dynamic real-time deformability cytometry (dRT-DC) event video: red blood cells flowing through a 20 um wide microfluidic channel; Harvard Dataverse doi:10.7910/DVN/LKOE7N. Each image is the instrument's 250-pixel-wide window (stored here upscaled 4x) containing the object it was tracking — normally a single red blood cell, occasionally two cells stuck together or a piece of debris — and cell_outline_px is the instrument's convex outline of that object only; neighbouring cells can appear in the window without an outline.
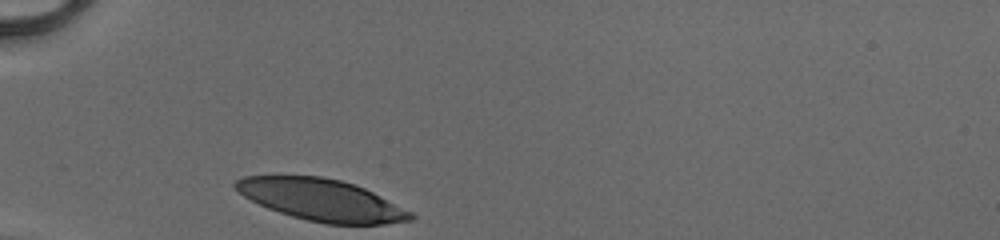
{"species": "human", "species_latin": "Homo sapiens", "temperature_condition": "cold", "stored_images_in_passage": 27, "camera_frame_rate_fps": 3000, "um_per_image_px": 0.085, "donor": {"sex": "male"}, "frame": {"image": 1, "passage_image": 1, "time_ms": 0.0, "image_size_px": [1000, 240], "cell_outline_px": [[416, 220], [384, 224], [324, 224], [292, 216], [268, 208], [244, 196], [232, 184], [236, 180], [244, 176], [320, 176], [340, 180], [364, 188], [412, 212], [416, 216]], "centroid_in_image_um": [27.36, 17.0], "position_along_channel_um": 57.6, "area_um2": 42.19}}
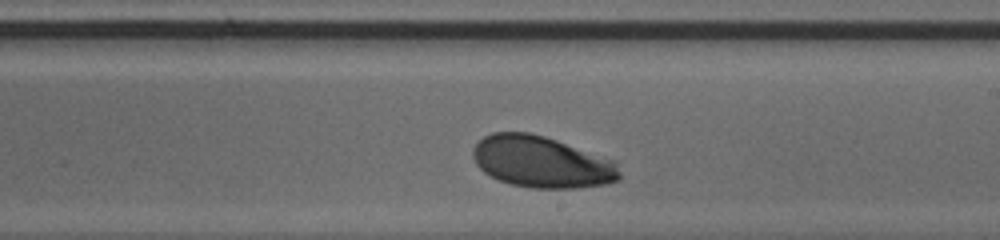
{"frame": {"image": 2, "passage_image": 16, "time_ms": 5.0, "image_size_px": [1000, 240], "cell_outline_px": [[620, 180], [608, 184], [576, 188], [532, 188], [512, 184], [500, 180], [484, 172], [476, 164], [472, 156], [472, 148], [484, 136], [492, 132], [528, 132], [544, 136], [556, 140], [612, 160], [616, 164], [620, 172]], "centroid_in_image_um": [46.02, 13.77], "position_along_channel_um": 243.0, "area_um2": 43.81}}
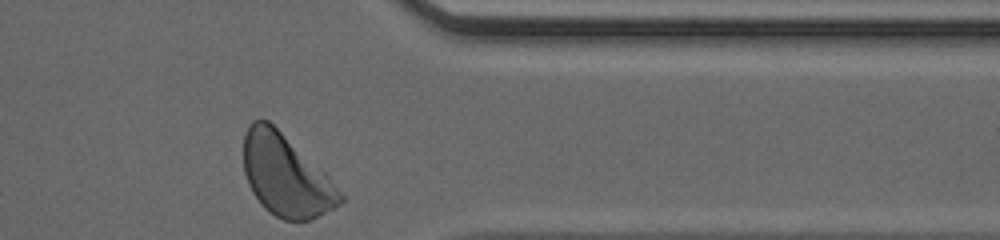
{"frame": {"image": 3, "passage_image": 27, "time_ms": 8.667, "image_size_px": [1000, 240], "cell_outline_px": [[344, 200], [340, 204], [312, 220], [284, 220], [276, 216], [264, 208], [252, 192], [248, 184], [244, 172], [244, 136], [248, 124], [252, 120], [268, 120], [324, 172], [328, 176], [344, 196]], "centroid_in_image_um": [24.28, 14.93], "position_along_channel_um": 387.1, "area_um2": 45.37}, "authors_computed_cell_mechanics": {"area_um2": 44.5638, "velocity_mm_per_s": 4.0604, "shape_relaxation_time_tau1_ms": 1.8876, "shape_relaxation_time_tau2_ms": null, "deformation_change_tau1": 0.1328, "deformation_change_tau2": null}}